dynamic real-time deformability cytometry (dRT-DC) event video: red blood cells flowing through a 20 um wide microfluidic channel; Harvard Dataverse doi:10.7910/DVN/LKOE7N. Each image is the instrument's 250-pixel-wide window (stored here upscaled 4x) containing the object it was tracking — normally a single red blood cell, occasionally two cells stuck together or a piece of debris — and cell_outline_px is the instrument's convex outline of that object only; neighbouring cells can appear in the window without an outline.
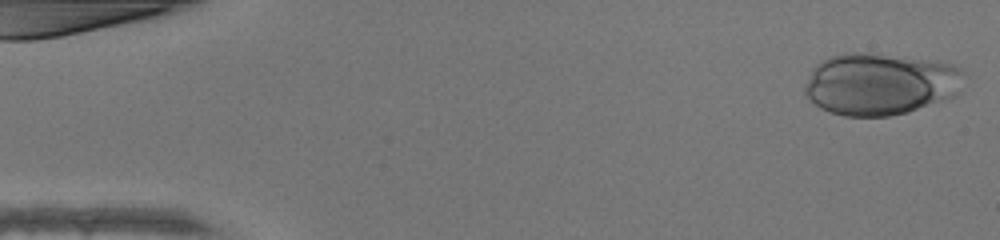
{"species": "human", "species_latin": "Homo sapiens", "temperature_condition": "warm", "stored_images_in_passage": 37, "camera_frame_rate_fps": 3000, "um_per_image_px": 0.085, "donor": {"sex": "female"}, "frame": {"image": 1, "passage_image": 1, "time_ms": 0.0, "image_size_px": [1000, 240], "cell_outline_px": [[968, 76], [960, 92], [956, 96], [908, 112], [888, 116], [844, 116], [828, 112], [820, 108], [804, 92], [804, 84], [812, 68], [816, 64], [832, 56], [844, 52], [872, 52], [952, 64], [964, 68]], "centroid_in_image_um": [74.87, 7.13], "position_along_channel_um": 10.1, "area_um2": 58.32}}
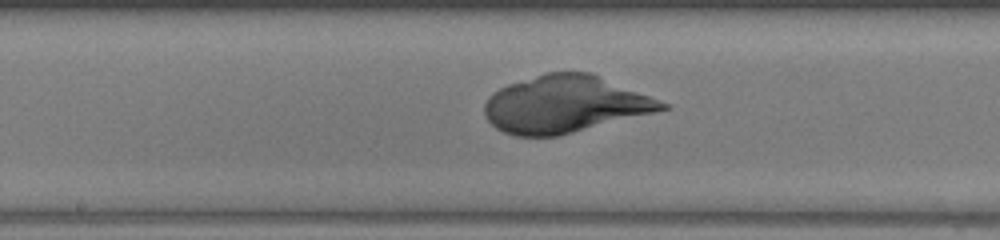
{"frame": {"image": 2, "passage_image": 23, "time_ms": 7.333, "image_size_px": [1000, 240], "cell_outline_px": [[672, 108], [560, 136], [516, 136], [504, 132], [496, 128], [484, 116], [484, 104], [488, 96], [492, 92], [508, 84], [548, 72], [592, 72], [668, 104]], "centroid_in_image_um": [48.01, 8.87], "position_along_channel_um": 200.2, "area_um2": 59.07}}
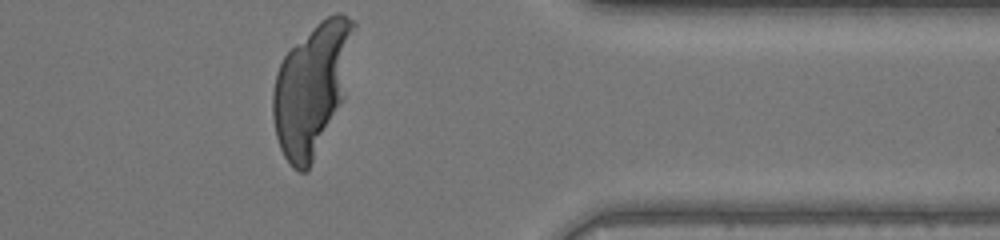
{"frame": {"image": 3, "passage_image": 37, "time_ms": 12.0, "image_size_px": [1000, 240], "cell_outline_px": [[356, 24], [344, 96], [308, 168], [304, 172], [300, 172], [292, 168], [284, 156], [280, 148], [276, 136], [272, 116], [272, 92], [276, 72], [284, 56], [320, 20], [336, 12], [340, 12], [356, 20]], "centroid_in_image_um": [26.49, 7.47], "position_along_channel_um": 384.9, "area_um2": 60.75}}